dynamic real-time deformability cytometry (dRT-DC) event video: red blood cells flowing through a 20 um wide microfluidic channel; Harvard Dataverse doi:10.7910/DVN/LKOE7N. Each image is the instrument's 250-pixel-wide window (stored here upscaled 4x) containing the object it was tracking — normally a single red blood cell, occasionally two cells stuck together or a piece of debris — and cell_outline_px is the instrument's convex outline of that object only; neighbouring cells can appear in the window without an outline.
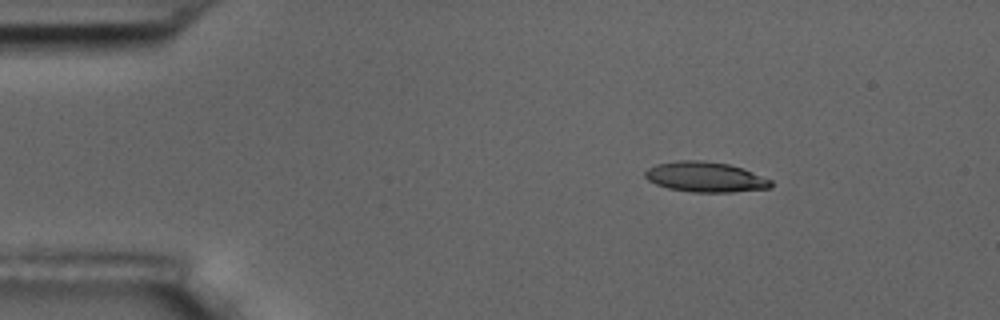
{"species": "common noctule bat (a hibernating species)", "species_latin": "Nyctalus noctula", "temperature_condition": "room temperature", "stored_images_in_passage": 5, "camera_frame_rate_fps": 3000, "um_per_image_px": 0.085, "animal": {"sex": "male", "body_mass_g": 17.5, "forearm_length_mm": 52.3}, "frame": {"image": 1, "passage_image": 2, "time_ms": 1.0, "image_size_px": [1000, 320], "cell_outline_px": [[772, 188], [732, 192], [692, 192], [668, 188], [656, 184], [648, 180], [644, 176], [644, 172], [648, 168], [656, 164], [680, 160], [704, 160], [728, 164], [744, 168], [772, 180]], "centroid_in_image_um": [59.97, 15.04], "position_along_channel_um": 25.0, "area_um2": 22.31}}
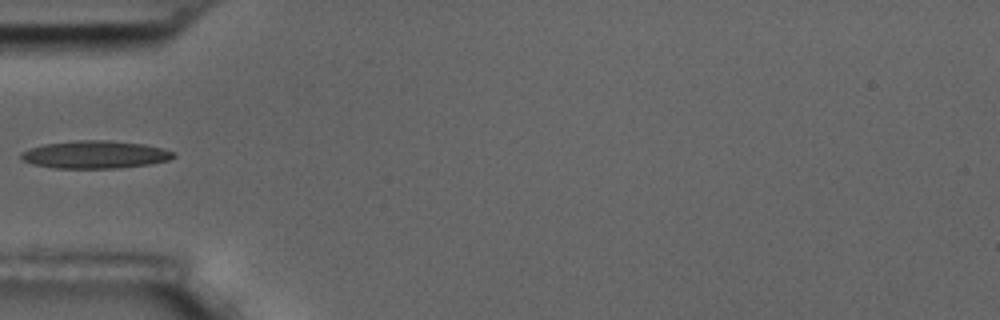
{"frame": {"image": 2, "passage_image": 4, "time_ms": 4.333, "image_size_px": [1000, 320], "cell_outline_px": [[176, 156], [168, 160], [148, 164], [120, 168], [52, 168], [36, 164], [24, 160], [20, 156], [20, 152], [28, 148], [44, 144], [80, 140], [108, 140], [144, 144], [160, 148], [172, 152]], "centroid_in_image_um": [8.05, 13.14], "position_along_channel_um": 76.9, "area_um2": 24.39}}